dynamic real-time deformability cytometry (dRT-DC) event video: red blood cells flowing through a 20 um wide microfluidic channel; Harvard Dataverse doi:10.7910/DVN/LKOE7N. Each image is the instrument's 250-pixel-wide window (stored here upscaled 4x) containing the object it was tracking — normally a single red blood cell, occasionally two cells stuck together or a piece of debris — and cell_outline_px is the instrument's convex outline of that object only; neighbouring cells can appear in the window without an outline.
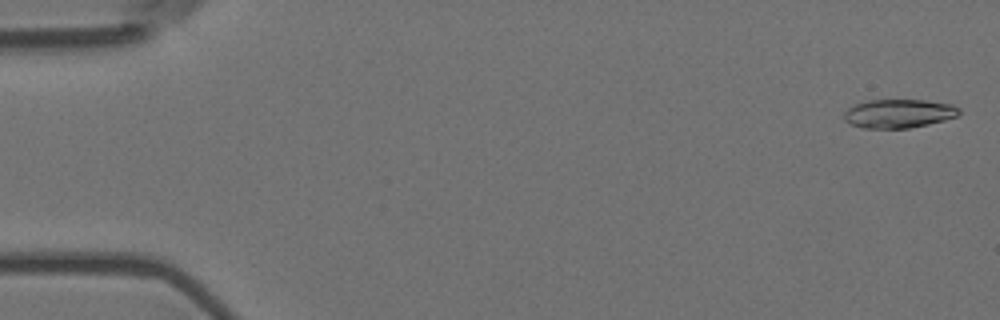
{"species": "Egyptian fruit bat (a non-hibernating species)", "species_latin": "Rousettus aegyptiacus", "temperature_condition": "room temperature", "stored_images_in_passage": 9, "camera_frame_rate_fps": 3000, "um_per_image_px": 0.085, "animal": {"sex": "female"}, "frame": {"image": 1, "passage_image": 1, "time_ms": 0.0, "image_size_px": [1000, 320], "cell_outline_px": [[960, 112], [956, 116], [944, 120], [928, 124], [908, 128], [864, 128], [852, 124], [844, 120], [844, 112], [848, 108], [856, 104], [868, 100], [924, 100], [952, 104], [960, 108]], "centroid_in_image_um": [76.39, 9.64], "position_along_channel_um": 8.6, "area_um2": 19.13}}
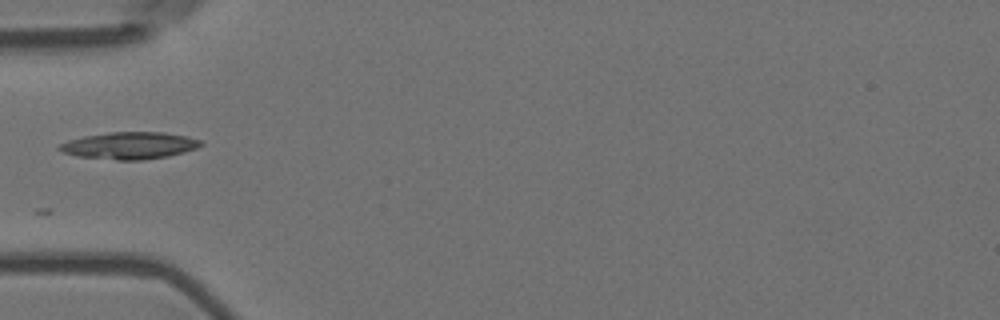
{"frame": {"image": 2, "passage_image": 6, "time_ms": 1.667, "image_size_px": [1000, 320], "cell_outline_px": [[204, 144], [196, 148], [184, 152], [168, 156], [144, 160], [116, 160], [76, 156], [64, 152], [56, 148], [60, 144], [68, 140], [84, 136], [108, 132], [164, 132], [188, 136], [200, 140]], "centroid_in_image_um": [11.01, 12.37], "position_along_channel_um": 74.0, "area_um2": 22.37}}
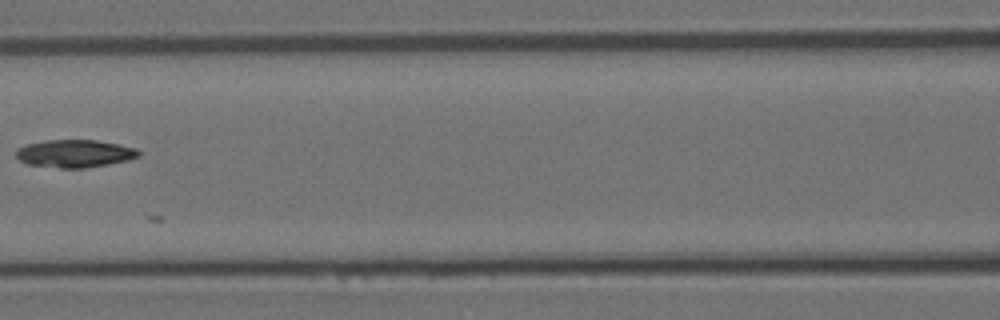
{"frame": {"image": 3, "passage_image": 8, "time_ms": 2.333, "image_size_px": [1000, 320], "cell_outline_px": [[140, 156], [128, 160], [108, 164], [84, 168], [60, 168], [28, 164], [20, 160], [16, 156], [16, 148], [28, 144], [44, 140], [96, 140], [136, 148], [140, 152]], "centroid_in_image_um": [6.34, 13.05], "position_along_channel_um": 160.3, "area_um2": 19.71}}